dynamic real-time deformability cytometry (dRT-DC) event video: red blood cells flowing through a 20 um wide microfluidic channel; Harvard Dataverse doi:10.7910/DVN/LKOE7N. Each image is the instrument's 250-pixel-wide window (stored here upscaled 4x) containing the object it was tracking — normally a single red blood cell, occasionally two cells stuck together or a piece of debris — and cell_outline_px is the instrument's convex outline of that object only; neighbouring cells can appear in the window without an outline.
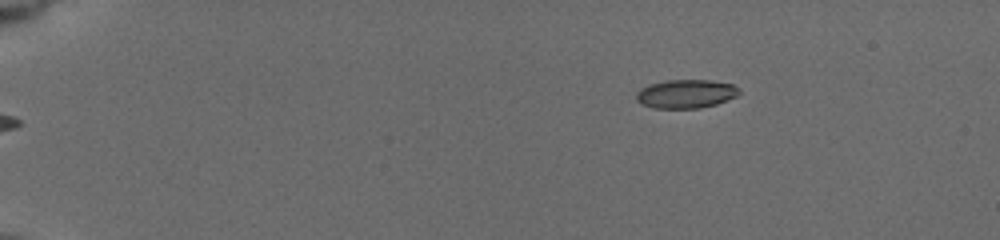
{"species": "common noctule bat (a hibernating species)", "species_latin": "Nyctalus noctula", "temperature_condition": "cold", "stored_images_in_passage": 48, "camera_frame_rate_fps": 3000, "um_per_image_px": 0.085, "animal": {"sex": "female", "body_mass_g": 19.5, "forearm_length_mm": 54.1}, "frame": {"image": 1, "passage_image": 1, "time_ms": 0.0, "image_size_px": [1000, 240], "cell_outline_px": [[740, 92], [736, 96], [728, 100], [716, 104], [700, 108], [652, 108], [640, 104], [636, 100], [636, 92], [640, 88], [652, 84], [668, 80], [708, 80], [732, 84]], "centroid_in_image_um": [58.26, 7.99], "position_along_channel_um": 26.7, "area_um2": 17.11}}
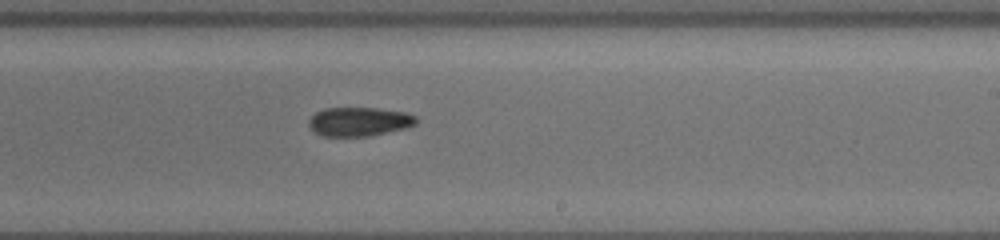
{"frame": {"image": 2, "passage_image": 28, "time_ms": 9.0, "image_size_px": [1000, 240], "cell_outline_px": [[416, 124], [404, 128], [368, 136], [324, 136], [316, 132], [308, 124], [308, 120], [316, 112], [324, 108], [376, 108], [404, 112], [416, 116]], "centroid_in_image_um": [30.51, 10.33], "position_along_channel_um": 258.5, "area_um2": 17.86}}
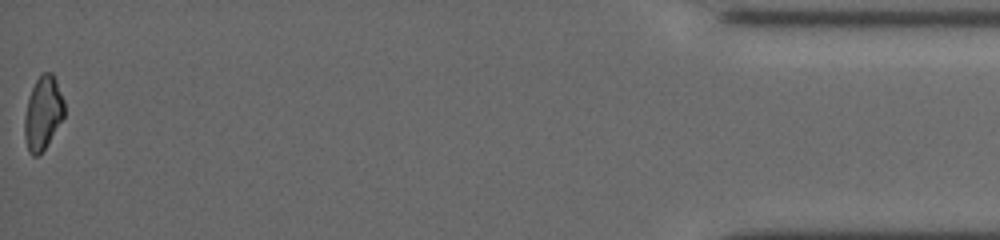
{"frame": {"image": 3, "passage_image": 48, "time_ms": 15.667, "image_size_px": [1000, 240], "cell_outline_px": [[64, 116], [44, 148], [36, 156], [32, 156], [28, 152], [24, 136], [24, 120], [28, 96], [40, 72], [52, 72], [56, 80], [64, 100]], "centroid_in_image_um": [3.63, 9.57], "position_along_channel_um": 431.6, "area_um2": 16.94}, "authors_computed_cell_mechanics": {"area_um2": 17.7157, "velocity_mm_per_s": 3.76, "shape_relaxation_time_tau1_ms": null, "shape_relaxation_time_tau2_ms": 8.0938, "deformation_change_tau1": null, "deformation_change_tau2": 0.1518}}